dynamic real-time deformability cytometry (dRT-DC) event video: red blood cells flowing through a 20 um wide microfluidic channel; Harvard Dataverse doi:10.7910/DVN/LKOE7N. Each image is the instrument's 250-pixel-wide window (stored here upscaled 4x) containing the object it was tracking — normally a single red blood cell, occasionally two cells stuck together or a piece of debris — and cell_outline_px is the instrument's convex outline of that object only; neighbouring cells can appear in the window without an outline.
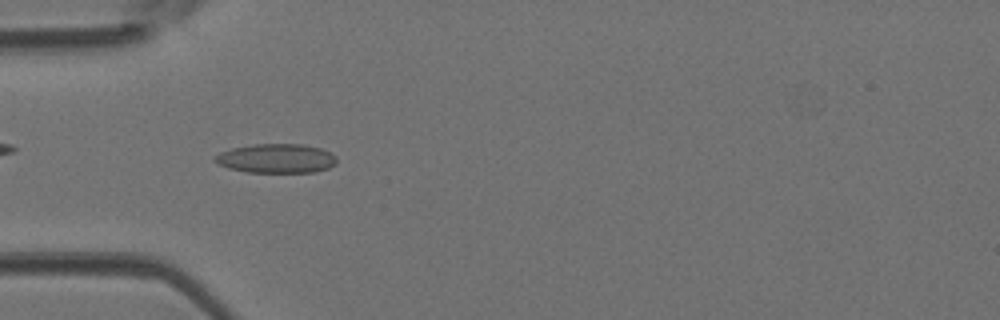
{"species": "Egyptian fruit bat (a non-hibernating species)", "species_latin": "Rousettus aegyptiacus", "temperature_condition": "room temperature", "stored_images_in_passage": 45, "camera_frame_rate_fps": 3000, "um_per_image_px": 0.085, "animal": {"sex": "female"}, "frame": {"image": 1, "passage_image": 14, "time_ms": 4.333, "image_size_px": [1000, 320], "cell_outline_px": [[336, 164], [328, 168], [316, 172], [248, 172], [228, 168], [216, 164], [212, 160], [212, 156], [220, 152], [232, 148], [256, 144], [304, 144], [320, 148], [336, 156]], "centroid_in_image_um": [23.44, 13.47], "position_along_channel_um": 61.6, "area_um2": 20.87}}
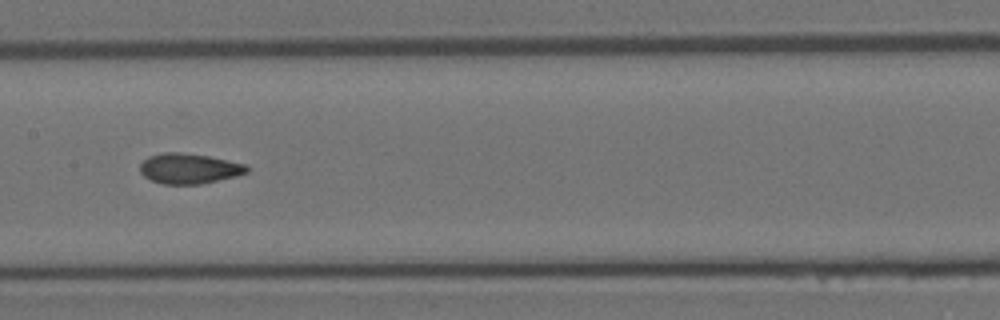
{"frame": {"image": 2, "passage_image": 23, "time_ms": 7.333, "image_size_px": [1000, 320], "cell_outline_px": [[248, 172], [236, 176], [200, 184], [164, 184], [152, 180], [144, 176], [140, 172], [140, 164], [148, 156], [164, 152], [180, 152], [208, 156], [244, 164], [248, 168]], "centroid_in_image_um": [16.04, 14.32], "position_along_channel_um": 191.4, "area_um2": 18.67}}
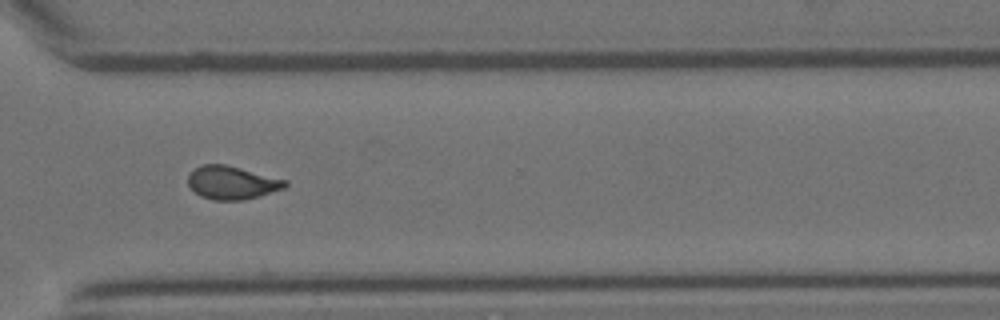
{"frame": {"image": 3, "passage_image": 34, "time_ms": 11.0, "image_size_px": [1000, 320], "cell_outline_px": [[288, 184], [284, 188], [244, 200], [212, 200], [200, 196], [188, 184], [188, 172], [200, 164], [224, 164], [288, 180]], "centroid_in_image_um": [19.68, 15.51], "position_along_channel_um": 350.9, "area_um2": 18.79}}